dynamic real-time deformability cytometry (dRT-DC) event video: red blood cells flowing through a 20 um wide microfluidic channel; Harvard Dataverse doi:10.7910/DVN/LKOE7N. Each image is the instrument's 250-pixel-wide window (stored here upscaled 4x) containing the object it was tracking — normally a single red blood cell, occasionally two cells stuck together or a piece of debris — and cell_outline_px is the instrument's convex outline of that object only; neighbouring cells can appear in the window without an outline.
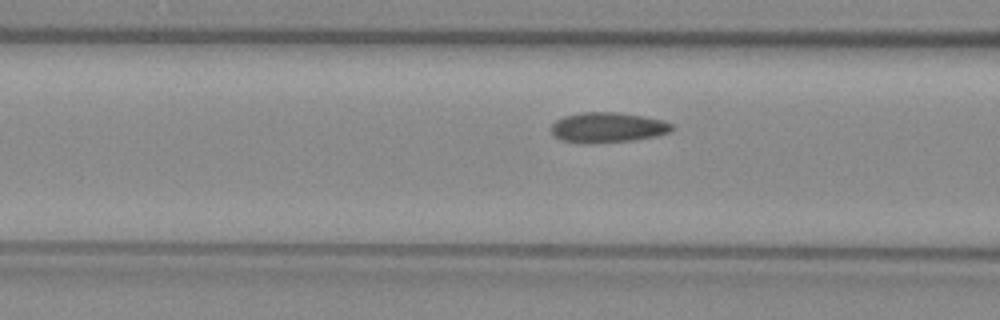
{"species": "common noctule bat (a hibernating species)", "species_latin": "Nyctalus noctula", "temperature_condition": "warm", "stored_images_in_passage": 13, "camera_frame_rate_fps": 3000, "um_per_image_px": 0.085, "animal": {"sex": "female", "body_mass_g": 29.2, "forearm_length_mm": 56.3}, "frame": {"image": 1, "passage_image": 11, "time_ms": 3.333, "image_size_px": [1000, 320], "cell_outline_px": [[676, 128], [672, 132], [656, 136], [632, 140], [560, 140], [552, 132], [552, 124], [556, 120], [564, 116], [584, 112], [616, 112], [644, 116], [664, 120], [672, 124]], "centroid_in_image_um": [51.77, 10.77], "position_along_channel_um": 114.8, "area_um2": 20.35}}